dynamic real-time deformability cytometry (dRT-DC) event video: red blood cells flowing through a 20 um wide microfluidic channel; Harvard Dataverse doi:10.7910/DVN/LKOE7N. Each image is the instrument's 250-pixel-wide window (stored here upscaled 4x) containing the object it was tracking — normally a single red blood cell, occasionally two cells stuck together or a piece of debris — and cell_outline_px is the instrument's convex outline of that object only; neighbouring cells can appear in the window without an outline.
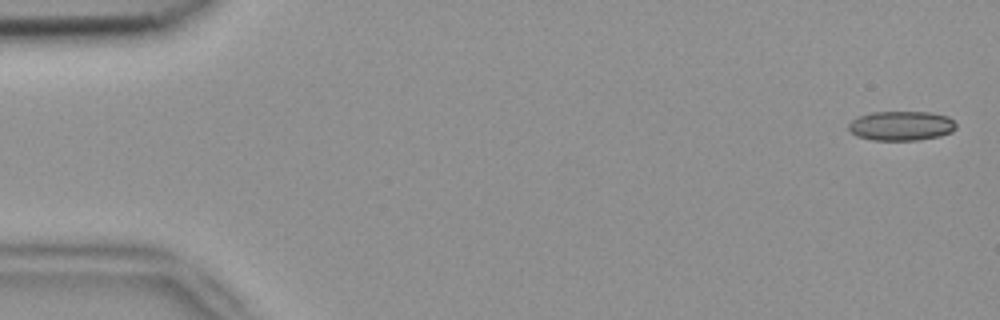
{"species": "common noctule bat (a hibernating species)", "species_latin": "Nyctalus noctula", "temperature_condition": "room temperature", "stored_images_in_passage": 5, "camera_frame_rate_fps": 3000, "um_per_image_px": 0.085, "animal": {"sex": "female", "body_mass_g": 18.4}, "frame": {"image": 1, "passage_image": 1, "time_ms": 0.0, "image_size_px": [1000, 320], "cell_outline_px": [[956, 128], [952, 132], [940, 136], [916, 140], [872, 140], [856, 136], [848, 128], [848, 124], [856, 116], [872, 112], [928, 112], [948, 116], [956, 124]], "centroid_in_image_um": [76.59, 10.69], "position_along_channel_um": 8.4, "area_um2": 18.55}}
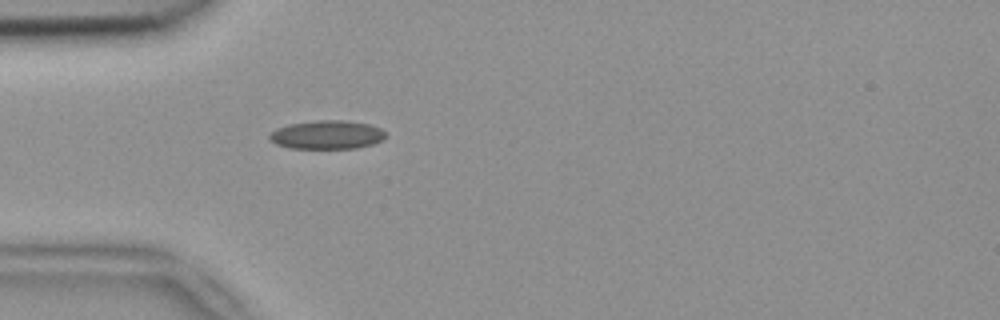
{"frame": {"image": 2, "passage_image": 5, "time_ms": 1.333, "image_size_px": [1000, 320], "cell_outline_px": [[384, 140], [372, 144], [356, 148], [288, 148], [276, 144], [268, 136], [276, 128], [288, 124], [316, 120], [344, 120], [368, 124], [380, 128], [384, 132]], "centroid_in_image_um": [27.78, 11.45], "position_along_channel_um": 57.2, "area_um2": 19.31}}